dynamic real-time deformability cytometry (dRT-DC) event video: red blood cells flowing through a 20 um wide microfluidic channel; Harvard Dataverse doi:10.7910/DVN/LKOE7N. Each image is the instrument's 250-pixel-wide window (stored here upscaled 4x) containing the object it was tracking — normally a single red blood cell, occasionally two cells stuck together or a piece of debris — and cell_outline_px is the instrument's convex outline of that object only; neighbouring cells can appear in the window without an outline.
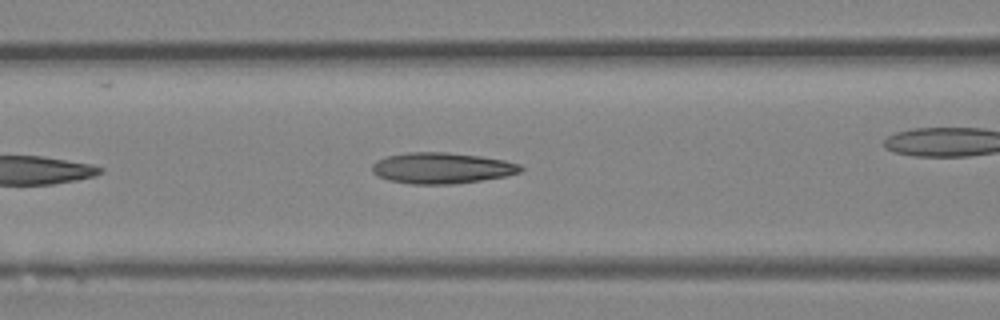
{"species": "Egyptian fruit bat (a non-hibernating species)", "species_latin": "Rousettus aegyptiacus", "temperature_condition": "room temperature", "stored_images_in_passage": 19, "camera_frame_rate_fps": 3000, "um_per_image_px": 0.085, "animal": {"sex": "female"}, "frame": {"image": 1, "passage_image": 6, "time_ms": 1.667, "image_size_px": [1000, 320], "cell_outline_px": [[524, 168], [520, 172], [504, 176], [480, 180], [452, 184], [412, 184], [388, 180], [372, 172], [372, 164], [376, 160], [388, 156], [408, 152], [448, 152], [480, 156], [504, 160], [520, 164]], "centroid_in_image_um": [37.54, 14.28], "position_along_channel_um": 129.1, "area_um2": 26.7}}